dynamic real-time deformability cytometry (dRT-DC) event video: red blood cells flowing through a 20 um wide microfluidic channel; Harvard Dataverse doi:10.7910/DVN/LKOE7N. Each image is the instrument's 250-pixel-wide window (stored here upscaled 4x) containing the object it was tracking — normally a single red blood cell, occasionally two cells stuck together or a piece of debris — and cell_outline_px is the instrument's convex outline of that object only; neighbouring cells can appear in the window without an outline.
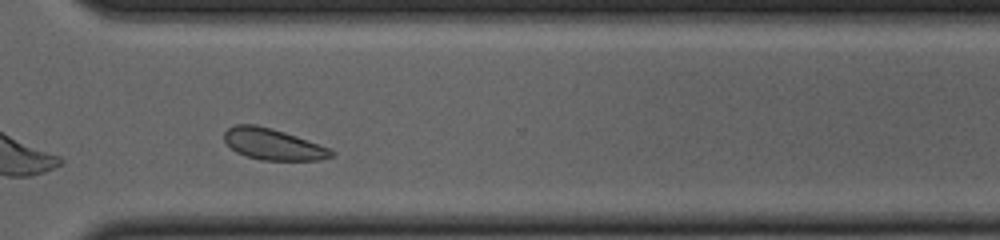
{"species": "common noctule bat (a hibernating species)", "species_latin": "Nyctalus noctula", "temperature_condition": "cold", "stored_images_in_passage": 28, "camera_frame_rate_fps": 3000, "um_per_image_px": 0.085, "animal": {"sex": "female", "body_mass_g": 23.0, "forearm_length_mm": 53.4}, "frame": {"image": 1, "passage_image": 24, "time_ms": 7.667, "image_size_px": [1000, 240], "cell_outline_px": [[336, 152], [332, 156], [320, 160], [260, 160], [236, 152], [224, 140], [224, 132], [228, 128], [236, 124], [256, 124], [272, 128], [284, 132], [328, 148]], "centroid_in_image_um": [23.18, 12.26], "position_along_channel_um": 347.4, "area_um2": 19.25}}